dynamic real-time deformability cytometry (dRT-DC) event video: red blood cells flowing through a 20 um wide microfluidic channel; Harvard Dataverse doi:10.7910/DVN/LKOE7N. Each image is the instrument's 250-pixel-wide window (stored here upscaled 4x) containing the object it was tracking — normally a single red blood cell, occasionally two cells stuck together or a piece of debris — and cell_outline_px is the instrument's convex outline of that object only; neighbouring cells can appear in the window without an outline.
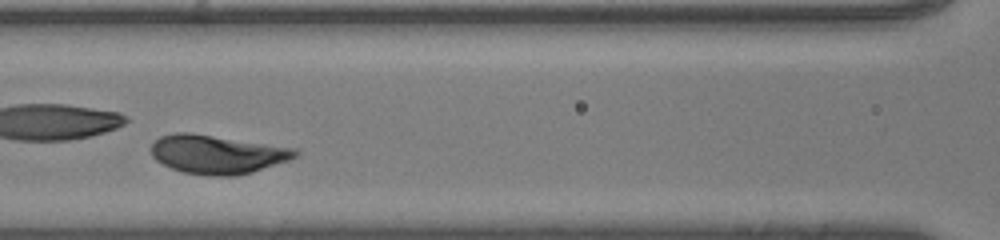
{"species": "human", "species_latin": "Homo sapiens", "temperature_condition": "room temperature", "stored_images_in_passage": 44, "camera_frame_rate_fps": 3000, "um_per_image_px": 0.085, "donor": {"sex": "male"}, "frame": {"image": 1, "passage_image": 21, "time_ms": 6.667, "image_size_px": [1000, 240], "cell_outline_px": [[300, 152], [296, 156], [288, 160], [252, 172], [236, 176], [204, 176], [184, 172], [172, 168], [156, 160], [152, 156], [152, 144], [160, 136], [176, 132], [188, 132], [296, 148]], "centroid_in_image_um": [18.46, 13.12], "position_along_channel_um": 148.1, "area_um2": 32.37}}
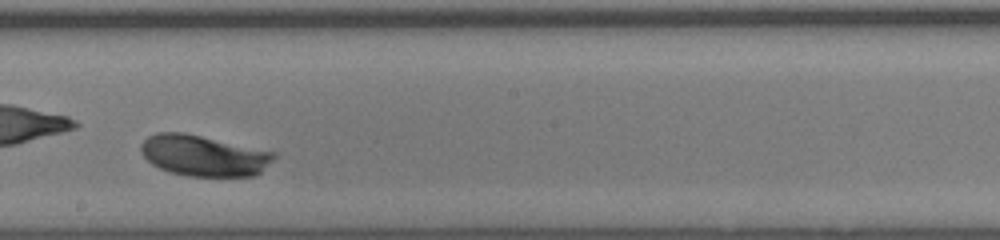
{"frame": {"image": 2, "passage_image": 27, "time_ms": 8.667, "image_size_px": [1000, 240], "cell_outline_px": [[276, 156], [260, 172], [252, 176], [188, 176], [172, 172], [160, 168], [152, 164], [140, 152], [140, 144], [148, 136], [156, 132], [184, 132], [276, 152]], "centroid_in_image_um": [17.29, 13.21], "position_along_channel_um": 230.9, "area_um2": 31.62}}
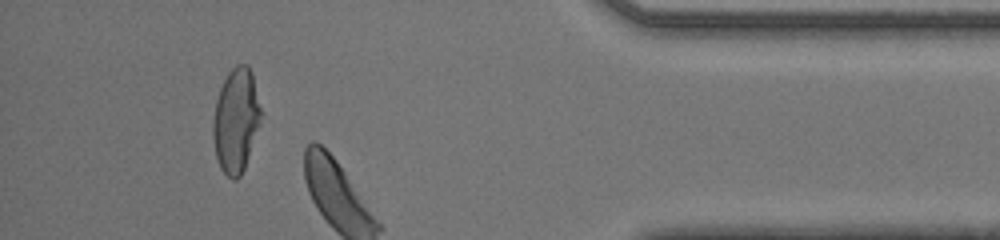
{"frame": {"image": 3, "passage_image": 41, "time_ms": 13.333, "image_size_px": [1000, 240], "cell_outline_px": [[260, 124], [244, 168], [240, 176], [236, 180], [232, 180], [220, 168], [216, 156], [212, 136], [212, 124], [216, 100], [220, 88], [228, 72], [236, 64], [248, 64], [252, 72], [260, 108]], "centroid_in_image_um": [20.04, 10.23], "position_along_channel_um": 415.2, "area_um2": 28.96}}